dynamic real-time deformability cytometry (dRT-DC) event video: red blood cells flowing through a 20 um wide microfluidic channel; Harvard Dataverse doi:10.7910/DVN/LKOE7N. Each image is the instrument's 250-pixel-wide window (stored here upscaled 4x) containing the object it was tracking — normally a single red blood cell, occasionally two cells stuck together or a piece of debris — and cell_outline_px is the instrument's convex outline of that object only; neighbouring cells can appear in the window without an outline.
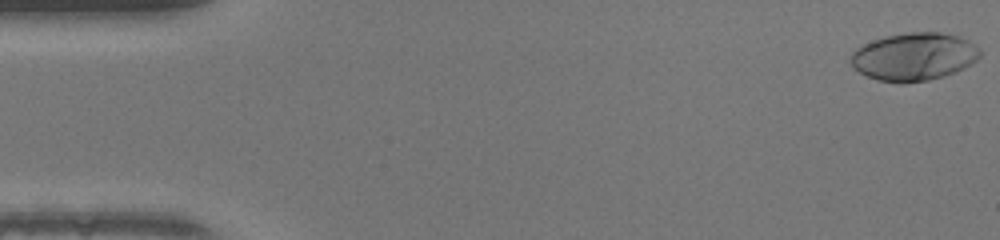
{"species": "human", "species_latin": "Homo sapiens", "temperature_condition": "warm", "stored_images_in_passage": 48, "camera_frame_rate_fps": 3000, "um_per_image_px": 0.085, "donor": {"sex": "female"}, "frame": {"image": 1, "passage_image": 1, "time_ms": 0.0, "image_size_px": [1000, 240], "cell_outline_px": [[980, 56], [976, 60], [964, 68], [956, 72], [944, 76], [928, 80], [904, 84], [900, 84], [876, 80], [852, 68], [848, 60], [852, 52], [856, 48], [872, 40], [884, 36], [908, 32], [940, 32], [960, 36], [976, 44], [980, 48]], "centroid_in_image_um": [77.67, 4.82], "position_along_channel_um": 7.3, "area_um2": 36.65}}
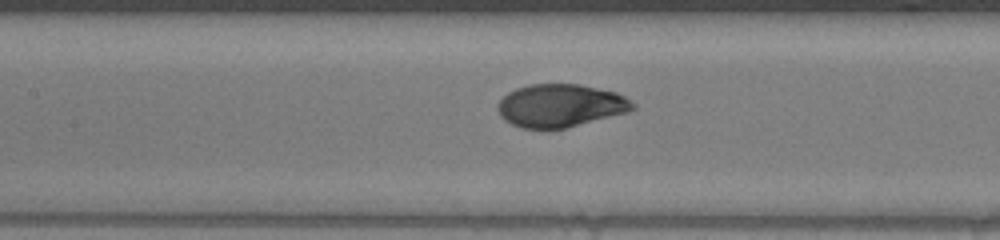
{"frame": {"image": 2, "passage_image": 22, "time_ms": 7.0, "image_size_px": [1000, 240], "cell_outline_px": [[636, 108], [628, 112], [564, 128], [520, 128], [504, 120], [500, 116], [496, 108], [496, 104], [508, 92], [516, 88], [528, 84], [580, 84], [616, 92], [624, 96], [636, 104]], "centroid_in_image_um": [47.61, 8.96], "position_along_channel_um": 159.8, "area_um2": 33.81}}
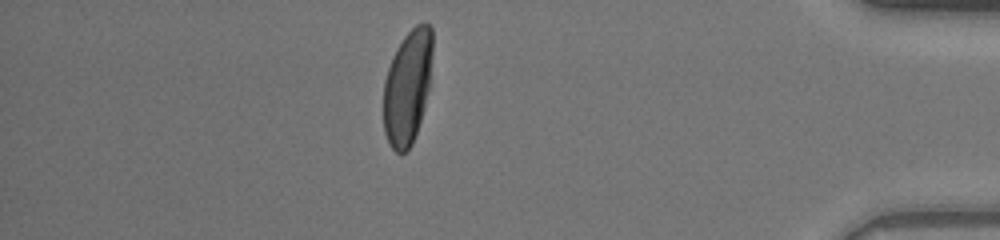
{"frame": {"image": 3, "passage_image": 42, "time_ms": 13.667, "image_size_px": [1000, 240], "cell_outline_px": [[432, 52], [428, 88], [424, 108], [412, 144], [404, 152], [396, 152], [388, 144], [384, 132], [384, 80], [392, 56], [396, 48], [404, 36], [416, 24], [424, 20], [432, 28]], "centroid_in_image_um": [34.63, 7.36], "position_along_channel_um": 400.6, "area_um2": 32.54}, "authors_computed_cell_mechanics": {"area_um2": 34.3621, "velocity_mm_per_s": 4.2899, "shape_relaxation_time_tau1_ms": 3.4452, "shape_relaxation_time_tau2_ms": null, "deformation_change_tau1": 0.2267, "deformation_change_tau2": null}}